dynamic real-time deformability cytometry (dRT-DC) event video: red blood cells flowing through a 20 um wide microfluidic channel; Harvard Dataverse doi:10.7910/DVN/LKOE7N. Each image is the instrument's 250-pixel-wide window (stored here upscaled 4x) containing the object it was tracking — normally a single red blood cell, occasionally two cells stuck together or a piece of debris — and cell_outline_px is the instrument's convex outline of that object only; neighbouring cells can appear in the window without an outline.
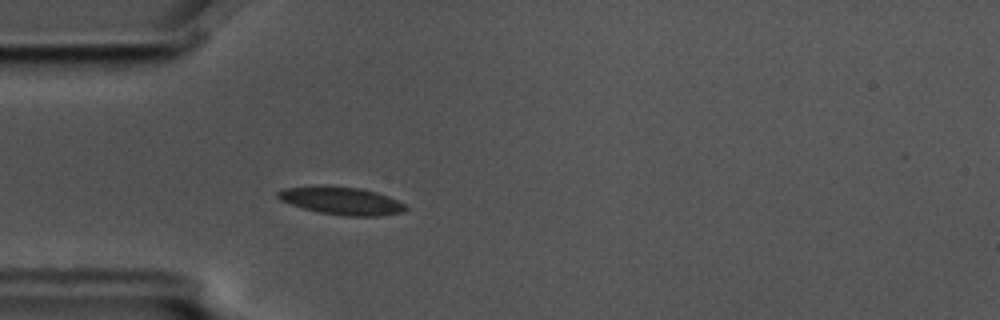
{"species": "common noctule bat (a hibernating species)", "species_latin": "Nyctalus noctula", "temperature_condition": "cold", "stored_images_in_passage": 4, "camera_frame_rate_fps": 3000, "um_per_image_px": 0.085, "animal": {"sex": "male", "body_mass_g": 17.5, "forearm_length_mm": 52.3}, "frame": {"image": 1, "passage_image": 4, "time_ms": 1.0, "image_size_px": [1000, 320], "cell_outline_px": [[408, 208], [404, 212], [380, 216], [344, 216], [320, 212], [304, 208], [280, 200], [276, 196], [276, 192], [284, 188], [324, 184], [360, 188], [376, 192], [396, 200], [404, 204]], "centroid_in_image_um": [29.0, 17.05], "position_along_channel_um": 56.0, "area_um2": 20.81}}